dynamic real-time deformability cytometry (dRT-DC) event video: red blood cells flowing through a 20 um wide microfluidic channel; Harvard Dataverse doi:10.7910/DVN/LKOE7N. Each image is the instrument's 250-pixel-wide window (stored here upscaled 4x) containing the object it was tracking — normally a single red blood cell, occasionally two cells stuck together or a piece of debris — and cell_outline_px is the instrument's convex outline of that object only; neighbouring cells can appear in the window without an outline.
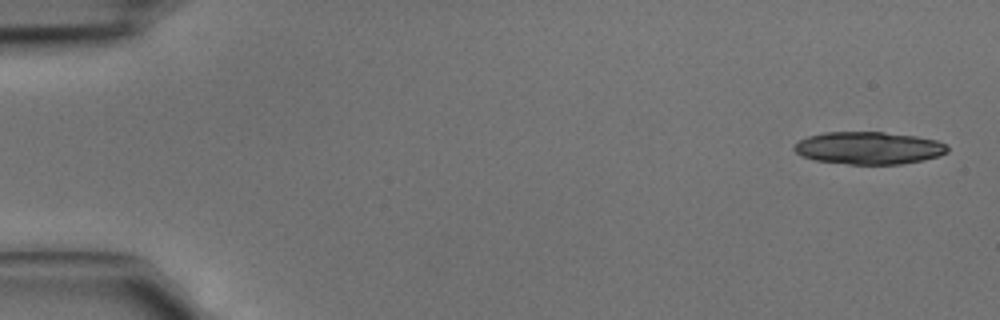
{"species": "common noctule bat (a hibernating species)", "species_latin": "Nyctalus noctula", "temperature_condition": "cold", "stored_images_in_passage": 5, "camera_frame_rate_fps": 3000, "um_per_image_px": 0.085, "animal": {"sex": "male", "body_mass_g": 15.6}, "frame": {"image": 1, "passage_image": 1, "time_ms": 0.0, "image_size_px": [1000, 320], "cell_outline_px": [[948, 152], [940, 156], [924, 160], [900, 164], [848, 164], [816, 160], [804, 156], [796, 152], [792, 148], [800, 140], [808, 136], [824, 132], [884, 132], [916, 136], [936, 140], [944, 144], [948, 148]], "centroid_in_image_um": [73.86, 12.58], "position_along_channel_um": 11.1, "area_um2": 28.9}}